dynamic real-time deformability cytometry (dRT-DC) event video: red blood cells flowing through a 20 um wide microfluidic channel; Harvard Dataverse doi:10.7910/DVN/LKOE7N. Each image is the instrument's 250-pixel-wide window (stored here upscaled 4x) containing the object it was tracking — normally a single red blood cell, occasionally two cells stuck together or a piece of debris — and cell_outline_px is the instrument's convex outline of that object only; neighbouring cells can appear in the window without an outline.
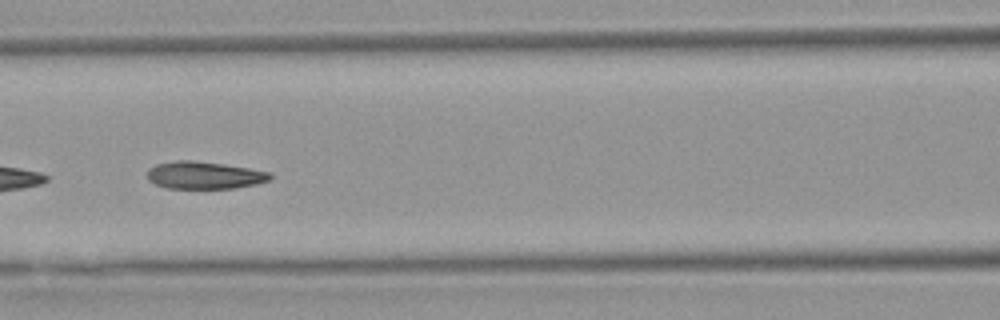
{"species": "Egyptian fruit bat (a non-hibernating species)", "species_latin": "Rousettus aegyptiacus", "temperature_condition": "warm", "stored_images_in_passage": 12, "camera_frame_rate_fps": 3000, "um_per_image_px": 0.085, "animal": {"sex": "female"}, "frame": {"image": 1, "passage_image": 10, "time_ms": 3.0, "image_size_px": [1000, 320], "cell_outline_px": [[272, 176], [268, 180], [256, 184], [232, 188], [168, 188], [156, 184], [148, 180], [148, 168], [156, 164], [176, 160], [196, 160], [224, 164], [272, 172]], "centroid_in_image_um": [17.36, 14.88], "position_along_channel_um": 149.2, "area_um2": 19.59}}